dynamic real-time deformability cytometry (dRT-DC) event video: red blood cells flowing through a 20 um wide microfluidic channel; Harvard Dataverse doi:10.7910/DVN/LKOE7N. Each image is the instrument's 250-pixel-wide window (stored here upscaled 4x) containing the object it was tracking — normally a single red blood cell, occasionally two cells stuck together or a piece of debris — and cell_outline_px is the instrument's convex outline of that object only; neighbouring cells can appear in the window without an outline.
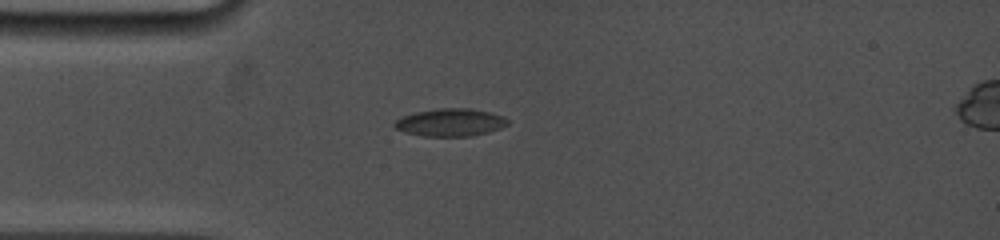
{"species": "common noctule bat (a hibernating species)", "species_latin": "Nyctalus noctula", "temperature_condition": "cold", "stored_images_in_passage": 26, "camera_frame_rate_fps": 5000, "um_per_image_px": 0.085, "animal": {"sex": "female", "body_mass_g": 19.0, "forearm_length_mm": 53.3}, "frame": {"image": 1, "passage_image": 1, "time_ms": 0.0, "image_size_px": [1000, 240], "cell_outline_px": [[508, 124], [500, 128], [488, 132], [472, 136], [424, 136], [408, 132], [396, 128], [392, 124], [396, 120], [404, 116], [416, 112], [440, 108], [468, 108], [492, 112], [504, 116], [508, 120]], "centroid_in_image_um": [38.33, 10.4], "position_along_channel_um": 46.7, "area_um2": 18.09}}
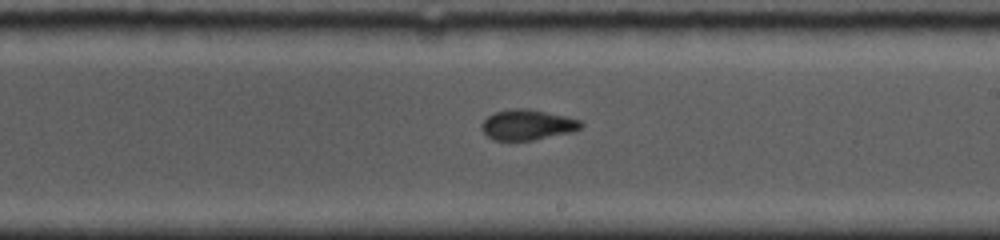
{"frame": {"image": 2, "passage_image": 12, "time_ms": 5.4, "image_size_px": [1000, 240], "cell_outline_px": [[584, 124], [580, 128], [572, 132], [532, 140], [492, 140], [480, 128], [480, 124], [488, 116], [496, 112], [516, 108], [528, 108], [564, 116], [580, 120]], "centroid_in_image_um": [44.81, 10.61], "position_along_channel_um": 244.2, "area_um2": 17.46}}
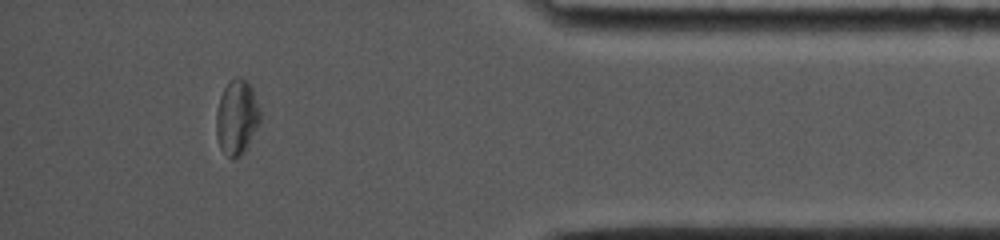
{"frame": {"image": 3, "passage_image": 22, "time_ms": 10.4, "image_size_px": [1000, 240], "cell_outline_px": [[260, 120], [248, 144], [240, 156], [232, 160], [220, 148], [216, 136], [216, 112], [220, 96], [224, 88], [236, 76], [240, 76], [248, 80], [252, 84], [260, 108]], "centroid_in_image_um": [20.13, 9.93], "position_along_channel_um": 415.1, "area_um2": 19.31}, "authors_computed_cell_mechanics": {"area_um2": 17.8313, "velocity_mm_per_s": 3.8733, "shape_relaxation_time_tau1_ms": null, "shape_relaxation_time_tau2_ms": 2.3017, "deformation_change_tau1": null, "deformation_change_tau2": 0.0752}}